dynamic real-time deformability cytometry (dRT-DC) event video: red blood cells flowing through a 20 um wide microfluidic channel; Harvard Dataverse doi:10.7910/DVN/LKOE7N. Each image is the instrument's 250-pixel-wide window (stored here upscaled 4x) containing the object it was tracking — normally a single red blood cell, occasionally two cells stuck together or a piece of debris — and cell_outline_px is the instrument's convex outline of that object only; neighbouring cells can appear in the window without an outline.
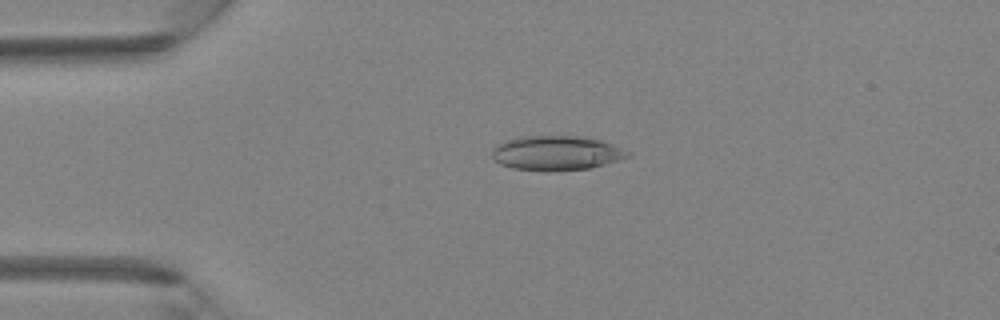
{"species": "Egyptian fruit bat (a non-hibernating species)", "species_latin": "Rousettus aegyptiacus", "temperature_condition": "room temperature", "stored_images_in_passage": 44, "camera_frame_rate_fps": 3000, "um_per_image_px": 0.085, "animal": {"sex": "female"}, "frame": {"image": 1, "passage_image": 10, "time_ms": 3.0, "image_size_px": [1000, 320], "cell_outline_px": [[632, 156], [620, 160], [588, 168], [548, 172], [544, 172], [512, 168], [500, 164], [492, 160], [492, 148], [496, 144], [504, 140], [520, 136], [580, 136], [600, 140], [612, 144], [632, 152]], "centroid_in_image_um": [47.26, 13.01], "position_along_channel_um": 37.7, "area_um2": 27.8}}
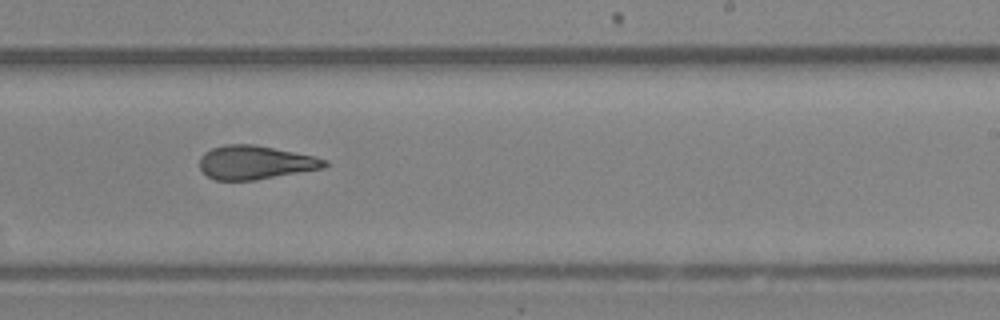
{"frame": {"image": 2, "passage_image": 27, "time_ms": 8.667, "image_size_px": [1000, 320], "cell_outline_px": [[328, 164], [324, 168], [256, 180], [216, 180], [208, 176], [200, 168], [200, 156], [204, 152], [212, 148], [224, 144], [256, 144], [312, 156], [328, 160]], "centroid_in_image_um": [21.69, 13.8], "position_along_channel_um": 267.3, "area_um2": 24.51}}
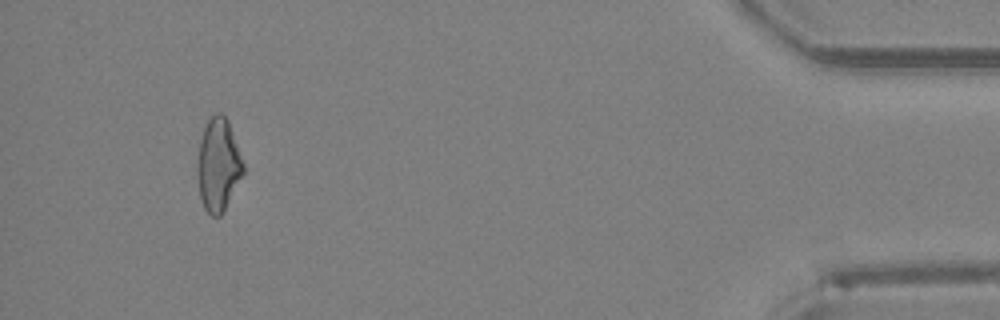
{"frame": {"image": 3, "passage_image": 41, "time_ms": 13.333, "image_size_px": [1000, 320], "cell_outline_px": [[244, 172], [224, 212], [220, 216], [212, 216], [204, 208], [200, 200], [196, 172], [196, 164], [200, 140], [204, 128], [208, 120], [216, 112], [220, 112], [228, 120], [244, 164]], "centroid_in_image_um": [18.53, 14.04], "position_along_channel_um": 416.7, "area_um2": 25.03}}